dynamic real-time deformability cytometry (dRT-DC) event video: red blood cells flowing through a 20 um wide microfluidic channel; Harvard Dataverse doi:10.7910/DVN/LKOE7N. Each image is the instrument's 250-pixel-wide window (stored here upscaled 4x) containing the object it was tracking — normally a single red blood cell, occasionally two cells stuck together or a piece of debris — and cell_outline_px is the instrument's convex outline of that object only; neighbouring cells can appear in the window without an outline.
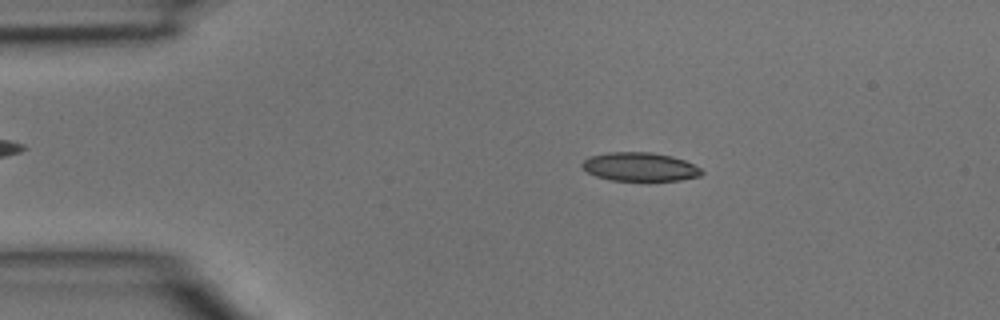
{"species": "common noctule bat (a hibernating species)", "species_latin": "Nyctalus noctula", "temperature_condition": "room temperature", "stored_images_in_passage": 2, "camera_frame_rate_fps": 3000, "um_per_image_px": 0.085, "animal": {"sex": "male", "body_mass_g": 15.6}, "frame": {"image": 1, "passage_image": 1, "time_ms": 0.0, "image_size_px": [1000, 320], "cell_outline_px": [[704, 172], [700, 176], [680, 180], [612, 180], [596, 176], [588, 172], [580, 164], [584, 160], [592, 156], [608, 152], [652, 152], [672, 156], [684, 160], [700, 168]], "centroid_in_image_um": [54.4, 14.17], "position_along_channel_um": 30.6, "area_um2": 19.77}}